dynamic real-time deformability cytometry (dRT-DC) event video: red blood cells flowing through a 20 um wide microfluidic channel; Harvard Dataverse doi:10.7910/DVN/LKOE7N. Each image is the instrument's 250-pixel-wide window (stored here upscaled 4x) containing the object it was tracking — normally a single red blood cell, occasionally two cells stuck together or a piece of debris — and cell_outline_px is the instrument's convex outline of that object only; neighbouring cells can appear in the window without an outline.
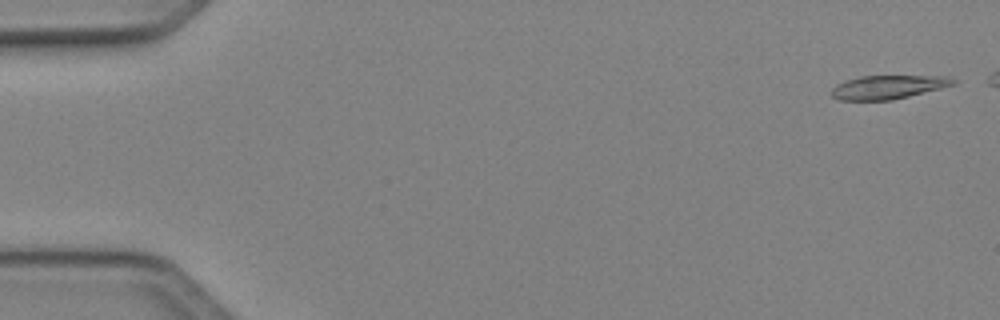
{"species": "Egyptian fruit bat (a non-hibernating species)", "species_latin": "Rousettus aegyptiacus", "temperature_condition": "cold", "stored_images_in_passage": 45, "camera_frame_rate_fps": 3000, "um_per_image_px": 0.085, "animal": {"sex": "female"}, "frame": {"image": 1, "passage_image": 2, "time_ms": 0.333, "image_size_px": [1000, 320], "cell_outline_px": [[960, 80], [956, 84], [892, 100], [840, 100], [832, 96], [828, 92], [836, 84], [860, 76], [952, 76]], "centroid_in_image_um": [75.51, 7.39], "position_along_channel_um": 9.5, "area_um2": 16.88}}
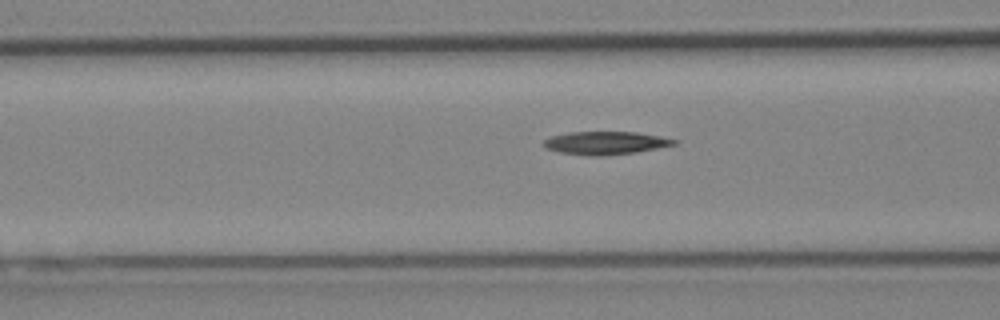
{"frame": {"image": 2, "passage_image": 20, "time_ms": 6.333, "image_size_px": [1000, 320], "cell_outline_px": [[680, 140], [676, 144], [636, 152], [600, 156], [596, 156], [560, 152], [544, 148], [544, 140], [552, 136], [568, 132], [636, 132], [660, 136]], "centroid_in_image_um": [51.48, 12.14], "position_along_channel_um": 115.1, "area_um2": 17.34}}
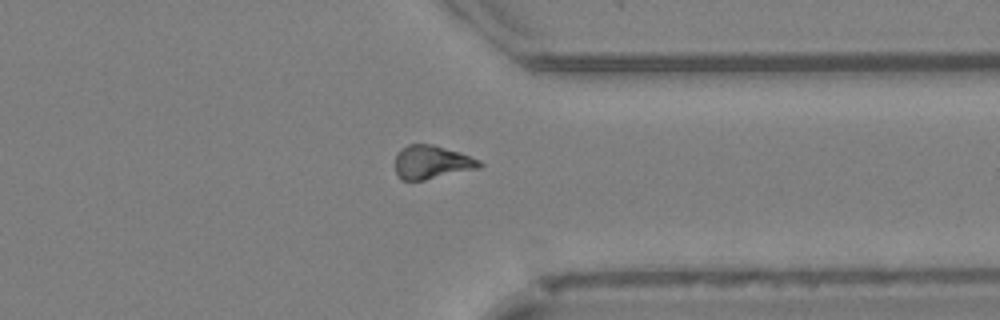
{"frame": {"image": 3, "passage_image": 39, "time_ms": 12.667, "image_size_px": [1000, 320], "cell_outline_px": [[484, 164], [480, 168], [424, 180], [400, 180], [396, 172], [396, 152], [400, 148], [408, 144], [432, 144], [480, 160]], "centroid_in_image_um": [36.67, 13.79], "position_along_channel_um": 374.7, "area_um2": 16.36}}